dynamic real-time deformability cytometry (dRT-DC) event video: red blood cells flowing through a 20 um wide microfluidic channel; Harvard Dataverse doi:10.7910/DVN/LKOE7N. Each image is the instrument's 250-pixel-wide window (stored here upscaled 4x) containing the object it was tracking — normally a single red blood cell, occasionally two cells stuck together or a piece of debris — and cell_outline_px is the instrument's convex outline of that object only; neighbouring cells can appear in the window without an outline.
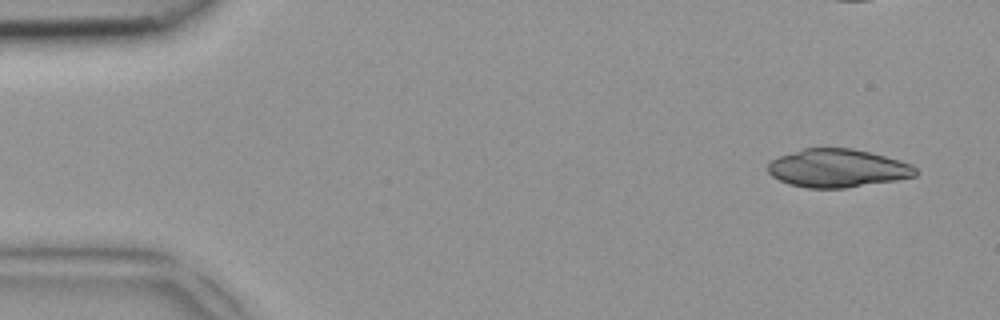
{"species": "common noctule bat (a hibernating species)", "species_latin": "Nyctalus noctula", "temperature_condition": "room temperature", "stored_images_in_passage": 5, "camera_frame_rate_fps": 3000, "um_per_image_px": 0.085, "animal": {"sex": "female", "body_mass_g": 18.4}, "frame": {"image": 1, "passage_image": 1, "time_ms": 0.0, "image_size_px": [1000, 320], "cell_outline_px": [[920, 172], [916, 176], [896, 180], [844, 188], [808, 188], [788, 184], [772, 176], [768, 172], [768, 164], [772, 160], [780, 156], [804, 148], [852, 148], [872, 152], [900, 160], [912, 164]], "centroid_in_image_um": [71.23, 14.29], "position_along_channel_um": 13.8, "area_um2": 33.0}}